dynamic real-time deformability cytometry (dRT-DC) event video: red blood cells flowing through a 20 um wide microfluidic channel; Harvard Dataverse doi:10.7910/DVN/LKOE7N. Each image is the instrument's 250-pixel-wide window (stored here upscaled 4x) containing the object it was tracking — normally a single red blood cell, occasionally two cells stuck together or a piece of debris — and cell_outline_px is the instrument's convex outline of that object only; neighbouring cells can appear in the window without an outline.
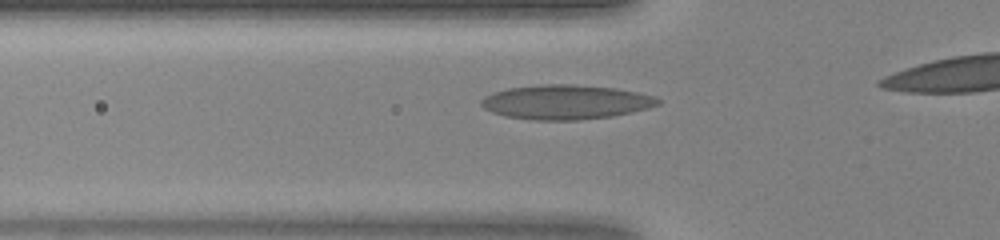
{"species": "human", "species_latin": "Homo sapiens", "temperature_condition": "warm", "stored_images_in_passage": 35, "camera_frame_rate_fps": 3000, "um_per_image_px": 0.085, "donor": {"sex": "female"}, "frame": {"image": 1, "passage_image": 10, "time_ms": 3.0, "image_size_px": [1000, 240], "cell_outline_px": [[660, 104], [648, 108], [612, 116], [580, 120], [532, 120], [504, 116], [492, 112], [484, 108], [480, 104], [480, 100], [484, 96], [492, 92], [508, 88], [544, 84], [572, 84], [616, 88], [656, 96], [660, 100]], "centroid_in_image_um": [48.06, 8.67], "position_along_channel_um": 77.7, "area_um2": 35.6}}
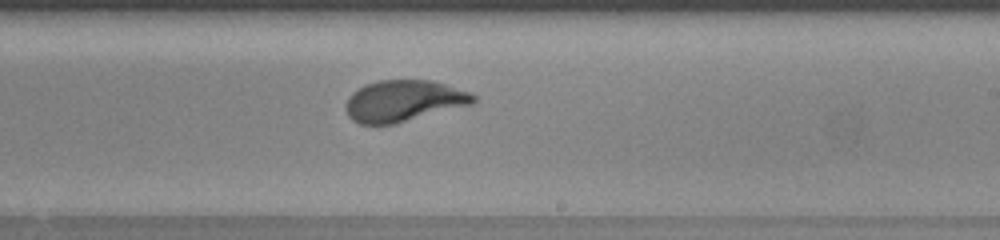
{"frame": {"image": 2, "passage_image": 22, "time_ms": 7.0, "image_size_px": [1000, 240], "cell_outline_px": [[476, 100], [472, 104], [396, 124], [360, 124], [352, 120], [348, 116], [344, 108], [348, 96], [352, 92], [364, 84], [380, 80], [432, 80], [468, 92], [476, 96]], "centroid_in_image_um": [34.26, 8.58], "position_along_channel_um": 254.7, "area_um2": 30.87}}
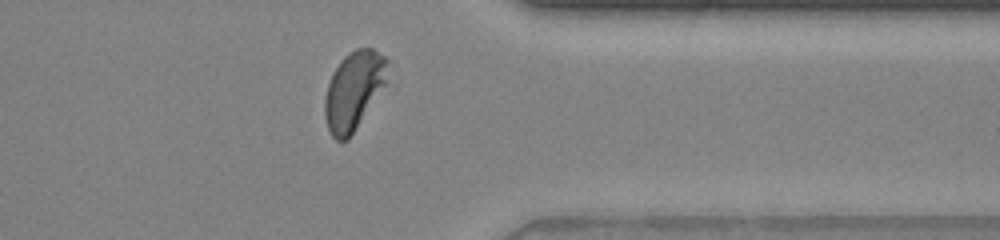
{"frame": {"image": 3, "passage_image": 31, "time_ms": 10.0, "image_size_px": [1000, 240], "cell_outline_px": [[392, 60], [388, 80], [348, 140], [336, 140], [332, 136], [328, 128], [324, 116], [324, 100], [328, 84], [332, 72], [340, 60], [348, 52], [356, 48], [372, 48]], "centroid_in_image_um": [30.1, 7.63], "position_along_channel_um": 381.3, "area_um2": 29.07}}